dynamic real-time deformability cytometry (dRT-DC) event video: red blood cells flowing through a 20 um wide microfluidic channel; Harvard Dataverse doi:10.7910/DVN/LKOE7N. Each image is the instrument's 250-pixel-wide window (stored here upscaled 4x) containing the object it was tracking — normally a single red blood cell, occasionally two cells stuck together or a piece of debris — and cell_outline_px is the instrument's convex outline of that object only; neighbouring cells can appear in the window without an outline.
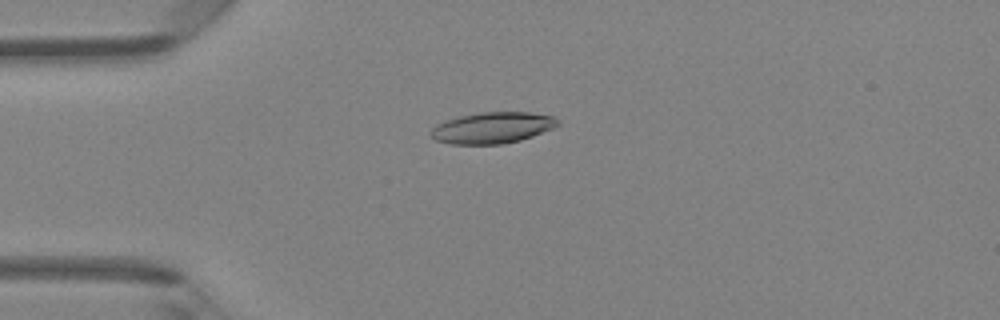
{"species": "Egyptian fruit bat (a non-hibernating species)", "species_latin": "Rousettus aegyptiacus", "temperature_condition": "room temperature", "stored_images_in_passage": 39, "camera_frame_rate_fps": 3000, "um_per_image_px": 0.085, "animal": {"sex": "female"}, "frame": {"image": 1, "passage_image": 4, "time_ms": 1.0, "image_size_px": [1000, 320], "cell_outline_px": [[560, 124], [556, 128], [520, 140], [500, 144], [452, 144], [436, 140], [432, 136], [432, 128], [436, 124], [460, 116], [480, 112], [532, 112], [552, 116], [560, 120]], "centroid_in_image_um": [41.92, 10.85], "position_along_channel_um": 43.1, "area_um2": 23.06}}
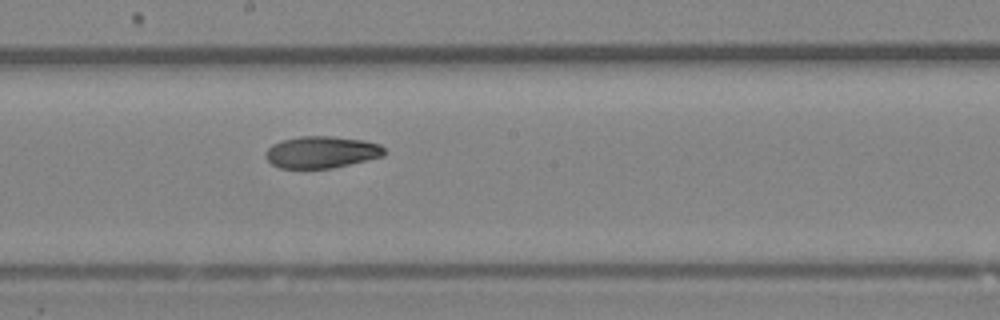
{"frame": {"image": 2, "passage_image": 18, "time_ms": 5.667, "image_size_px": [1000, 320], "cell_outline_px": [[384, 156], [332, 168], [280, 168], [272, 164], [264, 156], [264, 152], [272, 144], [280, 140], [300, 136], [332, 136], [364, 140], [380, 144], [384, 148]], "centroid_in_image_um": [27.3, 12.92], "position_along_channel_um": 220.9, "area_um2": 22.14}}
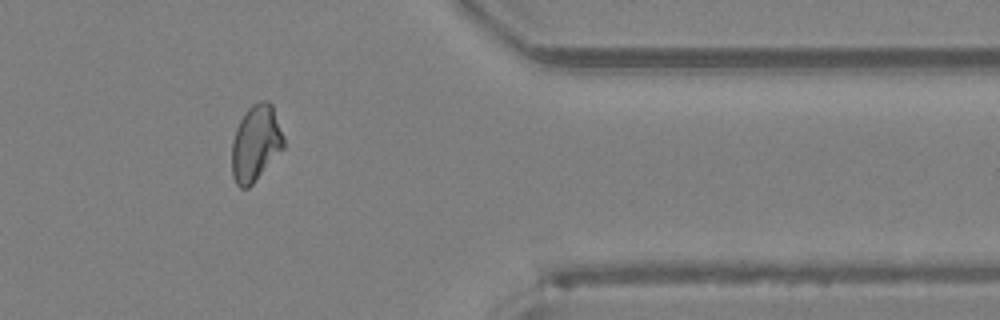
{"frame": {"image": 3, "passage_image": 31, "time_ms": 10.0, "image_size_px": [1000, 320], "cell_outline_px": [[284, 148], [252, 184], [248, 188], [240, 188], [236, 184], [232, 176], [232, 140], [236, 128], [244, 112], [252, 104], [260, 100], [268, 100], [272, 104], [284, 136]], "centroid_in_image_um": [21.73, 12.15], "position_along_channel_um": 389.7, "area_um2": 23.12}, "authors_computed_cell_mechanics": {"area_um2": 22.7154, "velocity_mm_per_s": 4.3116, "shape_relaxation_time_tau1_ms": 7.3143, "shape_relaxation_time_tau2_ms": 4.9776, "deformation_change_tau1": 0.1839, "deformation_change_tau2": 0.1072}}